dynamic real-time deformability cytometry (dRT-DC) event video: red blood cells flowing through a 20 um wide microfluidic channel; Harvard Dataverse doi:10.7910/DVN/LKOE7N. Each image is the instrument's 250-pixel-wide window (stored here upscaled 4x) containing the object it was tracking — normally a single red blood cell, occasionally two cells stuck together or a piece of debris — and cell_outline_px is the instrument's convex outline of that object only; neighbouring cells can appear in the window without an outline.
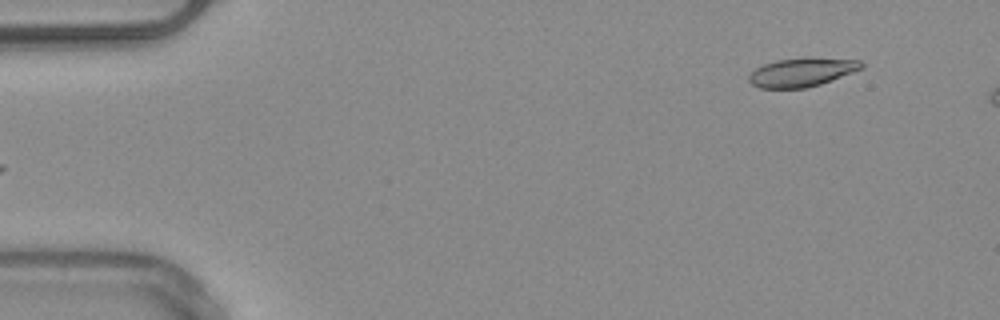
{"species": "common noctule bat (a hibernating species)", "species_latin": "Nyctalus noctula", "temperature_condition": "warm", "stored_images_in_passage": 4, "segment_of_instrument_passage": [2, 2], "camera_frame_rate_fps": 3000, "um_per_image_px": 0.085, "animal": {"sex": "male", "body_mass_g": 20.4}, "frame": {"image": 1, "passage_image": 4, "time_ms": 3.667, "image_size_px": [1000, 320], "cell_outline_px": [[864, 68], [820, 84], [804, 88], [760, 88], [752, 84], [748, 80], [748, 76], [756, 68], [764, 64], [776, 60], [804, 56], [860, 60], [864, 64]], "centroid_in_image_um": [68.17, 6.11], "position_along_channel_um": 16.8, "area_um2": 19.07}}